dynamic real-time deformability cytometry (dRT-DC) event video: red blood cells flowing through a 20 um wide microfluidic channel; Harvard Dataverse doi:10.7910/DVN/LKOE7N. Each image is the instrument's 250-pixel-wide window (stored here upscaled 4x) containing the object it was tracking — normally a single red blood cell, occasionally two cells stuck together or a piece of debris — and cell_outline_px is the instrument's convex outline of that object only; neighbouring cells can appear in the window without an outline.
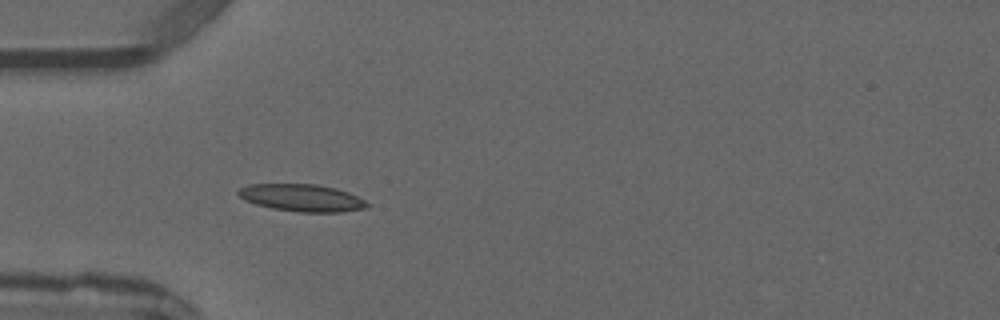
{"species": "common noctule bat (a hibernating species)", "species_latin": "Nyctalus noctula", "temperature_condition": "warm", "stored_images_in_passage": 3, "camera_frame_rate_fps": 3000, "um_per_image_px": 0.085, "animal": {"sex": "male", "forearm_length_mm": 52.5}, "frame": {"image": 1, "passage_image": 3, "time_ms": 2.333, "image_size_px": [1000, 320], "cell_outline_px": [[368, 208], [340, 212], [300, 212], [272, 208], [256, 204], [244, 200], [236, 192], [240, 188], [248, 184], [316, 184], [336, 188], [348, 192], [364, 200], [368, 204]], "centroid_in_image_um": [25.65, 16.81], "position_along_channel_um": 59.4, "area_um2": 20.4}}